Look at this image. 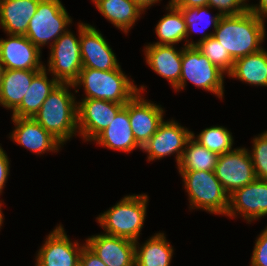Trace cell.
I'll return each mask as SVG.
<instances>
[{
    "label": "cell",
    "instance_id": "d590c367",
    "mask_svg": "<svg viewBox=\"0 0 267 266\" xmlns=\"http://www.w3.org/2000/svg\"><path fill=\"white\" fill-rule=\"evenodd\" d=\"M9 157L0 145V195L5 188V183L7 182L10 173V161Z\"/></svg>",
    "mask_w": 267,
    "mask_h": 266
},
{
    "label": "cell",
    "instance_id": "9a60e30c",
    "mask_svg": "<svg viewBox=\"0 0 267 266\" xmlns=\"http://www.w3.org/2000/svg\"><path fill=\"white\" fill-rule=\"evenodd\" d=\"M138 92L125 104L135 141L142 148L164 121V109ZM152 102V103H151Z\"/></svg>",
    "mask_w": 267,
    "mask_h": 266
},
{
    "label": "cell",
    "instance_id": "30bf717a",
    "mask_svg": "<svg viewBox=\"0 0 267 266\" xmlns=\"http://www.w3.org/2000/svg\"><path fill=\"white\" fill-rule=\"evenodd\" d=\"M125 106L106 100L81 99L77 102L78 133L85 141H93L115 119Z\"/></svg>",
    "mask_w": 267,
    "mask_h": 266
},
{
    "label": "cell",
    "instance_id": "1f68e13d",
    "mask_svg": "<svg viewBox=\"0 0 267 266\" xmlns=\"http://www.w3.org/2000/svg\"><path fill=\"white\" fill-rule=\"evenodd\" d=\"M250 156L257 179L267 181V134L265 132L253 138Z\"/></svg>",
    "mask_w": 267,
    "mask_h": 266
},
{
    "label": "cell",
    "instance_id": "ffe728a7",
    "mask_svg": "<svg viewBox=\"0 0 267 266\" xmlns=\"http://www.w3.org/2000/svg\"><path fill=\"white\" fill-rule=\"evenodd\" d=\"M100 146L109 150L132 152L142 148L135 141L129 120L128 110L123 107L111 121V124L102 131L94 140Z\"/></svg>",
    "mask_w": 267,
    "mask_h": 266
},
{
    "label": "cell",
    "instance_id": "44dd1931",
    "mask_svg": "<svg viewBox=\"0 0 267 266\" xmlns=\"http://www.w3.org/2000/svg\"><path fill=\"white\" fill-rule=\"evenodd\" d=\"M40 0H0V26L7 35H24Z\"/></svg>",
    "mask_w": 267,
    "mask_h": 266
},
{
    "label": "cell",
    "instance_id": "4316f807",
    "mask_svg": "<svg viewBox=\"0 0 267 266\" xmlns=\"http://www.w3.org/2000/svg\"><path fill=\"white\" fill-rule=\"evenodd\" d=\"M168 13L164 15L155 27V33L159 41L152 44L158 45H174L185 41L186 46V23L182 11L179 8L167 5Z\"/></svg>",
    "mask_w": 267,
    "mask_h": 266
},
{
    "label": "cell",
    "instance_id": "f35d334b",
    "mask_svg": "<svg viewBox=\"0 0 267 266\" xmlns=\"http://www.w3.org/2000/svg\"><path fill=\"white\" fill-rule=\"evenodd\" d=\"M137 6L143 11L148 7L154 6L155 3L160 2L161 0H133Z\"/></svg>",
    "mask_w": 267,
    "mask_h": 266
},
{
    "label": "cell",
    "instance_id": "8d00e7d4",
    "mask_svg": "<svg viewBox=\"0 0 267 266\" xmlns=\"http://www.w3.org/2000/svg\"><path fill=\"white\" fill-rule=\"evenodd\" d=\"M169 4L176 8H195L207 6L208 0H170Z\"/></svg>",
    "mask_w": 267,
    "mask_h": 266
},
{
    "label": "cell",
    "instance_id": "60d3db41",
    "mask_svg": "<svg viewBox=\"0 0 267 266\" xmlns=\"http://www.w3.org/2000/svg\"><path fill=\"white\" fill-rule=\"evenodd\" d=\"M3 71H4V67L0 62V85H1V79H2V75H3Z\"/></svg>",
    "mask_w": 267,
    "mask_h": 266
},
{
    "label": "cell",
    "instance_id": "8992f818",
    "mask_svg": "<svg viewBox=\"0 0 267 266\" xmlns=\"http://www.w3.org/2000/svg\"><path fill=\"white\" fill-rule=\"evenodd\" d=\"M70 17L60 0H40L25 36L40 50L44 45L50 47L68 30L72 24Z\"/></svg>",
    "mask_w": 267,
    "mask_h": 266
},
{
    "label": "cell",
    "instance_id": "3957f363",
    "mask_svg": "<svg viewBox=\"0 0 267 266\" xmlns=\"http://www.w3.org/2000/svg\"><path fill=\"white\" fill-rule=\"evenodd\" d=\"M73 85L75 89L84 87L86 96L82 99L106 100L118 104H126L138 92L145 91V86L137 87L134 80L123 73L121 66L107 71L82 68Z\"/></svg>",
    "mask_w": 267,
    "mask_h": 266
},
{
    "label": "cell",
    "instance_id": "cb8c5ba5",
    "mask_svg": "<svg viewBox=\"0 0 267 266\" xmlns=\"http://www.w3.org/2000/svg\"><path fill=\"white\" fill-rule=\"evenodd\" d=\"M98 11L115 27L127 34L143 11L133 0H92Z\"/></svg>",
    "mask_w": 267,
    "mask_h": 266
},
{
    "label": "cell",
    "instance_id": "836d02e7",
    "mask_svg": "<svg viewBox=\"0 0 267 266\" xmlns=\"http://www.w3.org/2000/svg\"><path fill=\"white\" fill-rule=\"evenodd\" d=\"M255 241L250 266H267V226Z\"/></svg>",
    "mask_w": 267,
    "mask_h": 266
},
{
    "label": "cell",
    "instance_id": "52a82bcc",
    "mask_svg": "<svg viewBox=\"0 0 267 266\" xmlns=\"http://www.w3.org/2000/svg\"><path fill=\"white\" fill-rule=\"evenodd\" d=\"M216 65L195 46H185L182 51V68L179 84L175 91L184 90L187 80L198 88L215 94L218 98L224 95V75Z\"/></svg>",
    "mask_w": 267,
    "mask_h": 266
},
{
    "label": "cell",
    "instance_id": "9c48e42d",
    "mask_svg": "<svg viewBox=\"0 0 267 266\" xmlns=\"http://www.w3.org/2000/svg\"><path fill=\"white\" fill-rule=\"evenodd\" d=\"M214 172L228 195L256 179L249 150L245 147L219 155Z\"/></svg>",
    "mask_w": 267,
    "mask_h": 266
},
{
    "label": "cell",
    "instance_id": "83f0119b",
    "mask_svg": "<svg viewBox=\"0 0 267 266\" xmlns=\"http://www.w3.org/2000/svg\"><path fill=\"white\" fill-rule=\"evenodd\" d=\"M218 156L197 142L192 136L188 139L178 171H215Z\"/></svg>",
    "mask_w": 267,
    "mask_h": 266
},
{
    "label": "cell",
    "instance_id": "d6a6232c",
    "mask_svg": "<svg viewBox=\"0 0 267 266\" xmlns=\"http://www.w3.org/2000/svg\"><path fill=\"white\" fill-rule=\"evenodd\" d=\"M247 0H208V6L215 8L221 16L239 15L248 10Z\"/></svg>",
    "mask_w": 267,
    "mask_h": 266
},
{
    "label": "cell",
    "instance_id": "ab89813d",
    "mask_svg": "<svg viewBox=\"0 0 267 266\" xmlns=\"http://www.w3.org/2000/svg\"><path fill=\"white\" fill-rule=\"evenodd\" d=\"M2 201H0V228H1V226H2V224H3V220H4V214H2V209H1V207H2Z\"/></svg>",
    "mask_w": 267,
    "mask_h": 266
},
{
    "label": "cell",
    "instance_id": "8fae6325",
    "mask_svg": "<svg viewBox=\"0 0 267 266\" xmlns=\"http://www.w3.org/2000/svg\"><path fill=\"white\" fill-rule=\"evenodd\" d=\"M192 136V131L181 126L175 120L163 121L149 141L142 147V151L148 154V161L161 160L174 155L177 165L182 157L185 145Z\"/></svg>",
    "mask_w": 267,
    "mask_h": 266
},
{
    "label": "cell",
    "instance_id": "7a4b0ae2",
    "mask_svg": "<svg viewBox=\"0 0 267 266\" xmlns=\"http://www.w3.org/2000/svg\"><path fill=\"white\" fill-rule=\"evenodd\" d=\"M70 87L74 88V85L59 83L33 117L63 145L78 133L77 101L75 94L70 92Z\"/></svg>",
    "mask_w": 267,
    "mask_h": 266
},
{
    "label": "cell",
    "instance_id": "4dcf8cb0",
    "mask_svg": "<svg viewBox=\"0 0 267 266\" xmlns=\"http://www.w3.org/2000/svg\"><path fill=\"white\" fill-rule=\"evenodd\" d=\"M195 47L202 55L206 56L212 64L222 70L225 75L231 72L234 60L213 36L198 42Z\"/></svg>",
    "mask_w": 267,
    "mask_h": 266
},
{
    "label": "cell",
    "instance_id": "5bb4252c",
    "mask_svg": "<svg viewBox=\"0 0 267 266\" xmlns=\"http://www.w3.org/2000/svg\"><path fill=\"white\" fill-rule=\"evenodd\" d=\"M80 45L83 68L107 71L120 66L107 40L94 26L80 23Z\"/></svg>",
    "mask_w": 267,
    "mask_h": 266
},
{
    "label": "cell",
    "instance_id": "7402d4cb",
    "mask_svg": "<svg viewBox=\"0 0 267 266\" xmlns=\"http://www.w3.org/2000/svg\"><path fill=\"white\" fill-rule=\"evenodd\" d=\"M40 70L4 69L0 85V105L12 110L19 107L33 77Z\"/></svg>",
    "mask_w": 267,
    "mask_h": 266
},
{
    "label": "cell",
    "instance_id": "74e56055",
    "mask_svg": "<svg viewBox=\"0 0 267 266\" xmlns=\"http://www.w3.org/2000/svg\"><path fill=\"white\" fill-rule=\"evenodd\" d=\"M248 9L264 21L267 18V0H259V4L248 5Z\"/></svg>",
    "mask_w": 267,
    "mask_h": 266
},
{
    "label": "cell",
    "instance_id": "2e32d148",
    "mask_svg": "<svg viewBox=\"0 0 267 266\" xmlns=\"http://www.w3.org/2000/svg\"><path fill=\"white\" fill-rule=\"evenodd\" d=\"M0 38V62L4 69L42 70L41 50L24 35Z\"/></svg>",
    "mask_w": 267,
    "mask_h": 266
},
{
    "label": "cell",
    "instance_id": "5b68a950",
    "mask_svg": "<svg viewBox=\"0 0 267 266\" xmlns=\"http://www.w3.org/2000/svg\"><path fill=\"white\" fill-rule=\"evenodd\" d=\"M183 186L189 196L191 209L225 215L229 207V195L212 171H179Z\"/></svg>",
    "mask_w": 267,
    "mask_h": 266
},
{
    "label": "cell",
    "instance_id": "f546056e",
    "mask_svg": "<svg viewBox=\"0 0 267 266\" xmlns=\"http://www.w3.org/2000/svg\"><path fill=\"white\" fill-rule=\"evenodd\" d=\"M192 137L209 151L221 155L233 151V136L230 130L224 126H211L203 129L195 136L192 132Z\"/></svg>",
    "mask_w": 267,
    "mask_h": 266
},
{
    "label": "cell",
    "instance_id": "d4e9b609",
    "mask_svg": "<svg viewBox=\"0 0 267 266\" xmlns=\"http://www.w3.org/2000/svg\"><path fill=\"white\" fill-rule=\"evenodd\" d=\"M228 77L253 86L267 87V50L264 47L255 53L234 61Z\"/></svg>",
    "mask_w": 267,
    "mask_h": 266
},
{
    "label": "cell",
    "instance_id": "e0dca14e",
    "mask_svg": "<svg viewBox=\"0 0 267 266\" xmlns=\"http://www.w3.org/2000/svg\"><path fill=\"white\" fill-rule=\"evenodd\" d=\"M14 130L10 139L27 148L32 153L41 155L48 151L58 152L63 144L46 131L36 120L30 117H12Z\"/></svg>",
    "mask_w": 267,
    "mask_h": 266
},
{
    "label": "cell",
    "instance_id": "d6986e66",
    "mask_svg": "<svg viewBox=\"0 0 267 266\" xmlns=\"http://www.w3.org/2000/svg\"><path fill=\"white\" fill-rule=\"evenodd\" d=\"M174 45L148 44L144 54L148 66L162 78H165L173 87L179 84L182 68V51Z\"/></svg>",
    "mask_w": 267,
    "mask_h": 266
},
{
    "label": "cell",
    "instance_id": "f1b7e54d",
    "mask_svg": "<svg viewBox=\"0 0 267 266\" xmlns=\"http://www.w3.org/2000/svg\"><path fill=\"white\" fill-rule=\"evenodd\" d=\"M209 8L210 6H201V7H195V8H179L182 11V14L185 19L186 23V46H195L198 42H201L203 40H206L210 36H213L214 32L207 33L205 30L213 26V30L216 29L218 22L220 18L222 17L219 13H216L213 15V17L210 15ZM202 33L201 38L194 42L193 40H188V37L193 33Z\"/></svg>",
    "mask_w": 267,
    "mask_h": 266
},
{
    "label": "cell",
    "instance_id": "484cf974",
    "mask_svg": "<svg viewBox=\"0 0 267 266\" xmlns=\"http://www.w3.org/2000/svg\"><path fill=\"white\" fill-rule=\"evenodd\" d=\"M173 252L164 233H156L142 245L135 241V266H170Z\"/></svg>",
    "mask_w": 267,
    "mask_h": 266
},
{
    "label": "cell",
    "instance_id": "277c9868",
    "mask_svg": "<svg viewBox=\"0 0 267 266\" xmlns=\"http://www.w3.org/2000/svg\"><path fill=\"white\" fill-rule=\"evenodd\" d=\"M146 194L126 195L114 206L98 215L97 222L105 234L138 241L144 226L147 203Z\"/></svg>",
    "mask_w": 267,
    "mask_h": 266
},
{
    "label": "cell",
    "instance_id": "ba28073f",
    "mask_svg": "<svg viewBox=\"0 0 267 266\" xmlns=\"http://www.w3.org/2000/svg\"><path fill=\"white\" fill-rule=\"evenodd\" d=\"M78 38L67 30L53 45L50 46L48 65L44 68L50 72L59 83L73 84L82 70L80 23H78Z\"/></svg>",
    "mask_w": 267,
    "mask_h": 266
},
{
    "label": "cell",
    "instance_id": "6da1fadb",
    "mask_svg": "<svg viewBox=\"0 0 267 266\" xmlns=\"http://www.w3.org/2000/svg\"><path fill=\"white\" fill-rule=\"evenodd\" d=\"M265 30V21L248 9L239 15L222 16L213 37L235 61L262 49Z\"/></svg>",
    "mask_w": 267,
    "mask_h": 266
},
{
    "label": "cell",
    "instance_id": "7c38bea8",
    "mask_svg": "<svg viewBox=\"0 0 267 266\" xmlns=\"http://www.w3.org/2000/svg\"><path fill=\"white\" fill-rule=\"evenodd\" d=\"M44 242L37 251L35 266H79L80 253L86 243H72L61 224L47 235Z\"/></svg>",
    "mask_w": 267,
    "mask_h": 266
},
{
    "label": "cell",
    "instance_id": "e575fe53",
    "mask_svg": "<svg viewBox=\"0 0 267 266\" xmlns=\"http://www.w3.org/2000/svg\"><path fill=\"white\" fill-rule=\"evenodd\" d=\"M80 266H107L86 244L80 253Z\"/></svg>",
    "mask_w": 267,
    "mask_h": 266
},
{
    "label": "cell",
    "instance_id": "4fadbf2b",
    "mask_svg": "<svg viewBox=\"0 0 267 266\" xmlns=\"http://www.w3.org/2000/svg\"><path fill=\"white\" fill-rule=\"evenodd\" d=\"M250 224L267 215V181L255 179L229 195L228 217L238 216Z\"/></svg>",
    "mask_w": 267,
    "mask_h": 266
},
{
    "label": "cell",
    "instance_id": "603a6c76",
    "mask_svg": "<svg viewBox=\"0 0 267 266\" xmlns=\"http://www.w3.org/2000/svg\"><path fill=\"white\" fill-rule=\"evenodd\" d=\"M47 74L48 71L43 68L33 77L28 91L19 107L12 113V117L33 118L35 116L48 95L59 84L54 77L51 80L48 79Z\"/></svg>",
    "mask_w": 267,
    "mask_h": 266
},
{
    "label": "cell",
    "instance_id": "ac0fdd59",
    "mask_svg": "<svg viewBox=\"0 0 267 266\" xmlns=\"http://www.w3.org/2000/svg\"><path fill=\"white\" fill-rule=\"evenodd\" d=\"M86 245L107 266H135V242L108 234L89 236Z\"/></svg>",
    "mask_w": 267,
    "mask_h": 266
}]
</instances>
